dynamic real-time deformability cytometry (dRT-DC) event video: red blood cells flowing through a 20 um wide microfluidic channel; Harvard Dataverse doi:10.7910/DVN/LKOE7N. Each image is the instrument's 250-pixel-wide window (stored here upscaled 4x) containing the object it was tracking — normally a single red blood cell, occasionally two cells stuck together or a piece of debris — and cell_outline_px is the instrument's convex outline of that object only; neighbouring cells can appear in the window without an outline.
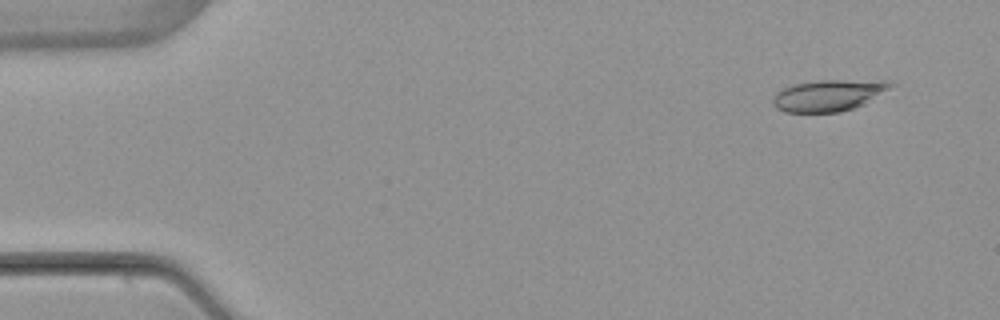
{"species": "common noctule bat (a hibernating species)", "species_latin": "Nyctalus noctula", "temperature_condition": "warm", "stored_images_in_passage": 3, "camera_frame_rate_fps": 3000, "um_per_image_px": 0.085, "animal": {"sex": "female", "body_mass_g": 22.7, "forearm_length_mm": 54.2}, "frame": {"image": 1, "passage_image": 1, "time_ms": 0.0, "image_size_px": [1000, 320], "cell_outline_px": [[896, 84], [864, 104], [856, 108], [840, 112], [784, 112], [776, 108], [772, 104], [772, 100], [776, 92], [792, 84], [816, 80], [884, 80]], "centroid_in_image_um": [70.41, 8.1], "position_along_channel_um": 14.6, "area_um2": 21.73}}
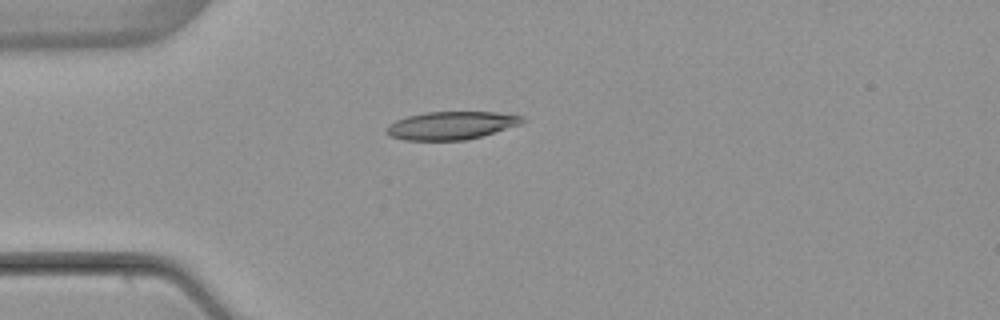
{"frame": {"image": 2, "passage_image": 3, "time_ms": 3.333, "image_size_px": [1000, 320], "cell_outline_px": [[528, 120], [524, 124], [480, 136], [464, 140], [404, 140], [392, 136], [384, 128], [388, 124], [396, 120], [408, 116], [424, 112], [496, 112], [524, 116]], "centroid_in_image_um": [38.41, 10.65], "position_along_channel_um": 46.6, "area_um2": 22.25}}